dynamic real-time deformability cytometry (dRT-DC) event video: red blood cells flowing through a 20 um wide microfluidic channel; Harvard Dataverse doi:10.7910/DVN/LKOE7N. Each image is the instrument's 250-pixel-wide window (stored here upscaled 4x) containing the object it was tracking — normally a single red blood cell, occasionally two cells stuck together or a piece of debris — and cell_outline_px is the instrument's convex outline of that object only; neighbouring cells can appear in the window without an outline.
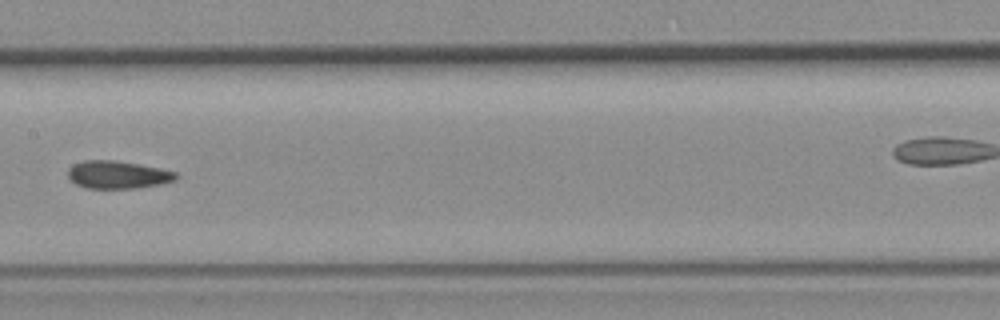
{"species": "common noctule bat (a hibernating species)", "species_latin": "Nyctalus noctula", "temperature_condition": "room temperature", "stored_images_in_passage": 6, "segment_of_instrument_passage": [1, 2], "camera_frame_rate_fps": 3000, "um_per_image_px": 0.085, "animal": {"sex": "female", "body_mass_g": 19.3, "forearm_length_mm": 54.1}, "frame": {"image": 1, "passage_image": 5, "time_ms": 6.0, "image_size_px": [1000, 320], "cell_outline_px": [[180, 176], [176, 180], [160, 184], [136, 188], [88, 188], [76, 184], [68, 176], [68, 168], [72, 164], [84, 160], [116, 160], [160, 168], [176, 172]], "centroid_in_image_um": [10.02, 14.84], "position_along_channel_um": 197.4, "area_um2": 17.51}}